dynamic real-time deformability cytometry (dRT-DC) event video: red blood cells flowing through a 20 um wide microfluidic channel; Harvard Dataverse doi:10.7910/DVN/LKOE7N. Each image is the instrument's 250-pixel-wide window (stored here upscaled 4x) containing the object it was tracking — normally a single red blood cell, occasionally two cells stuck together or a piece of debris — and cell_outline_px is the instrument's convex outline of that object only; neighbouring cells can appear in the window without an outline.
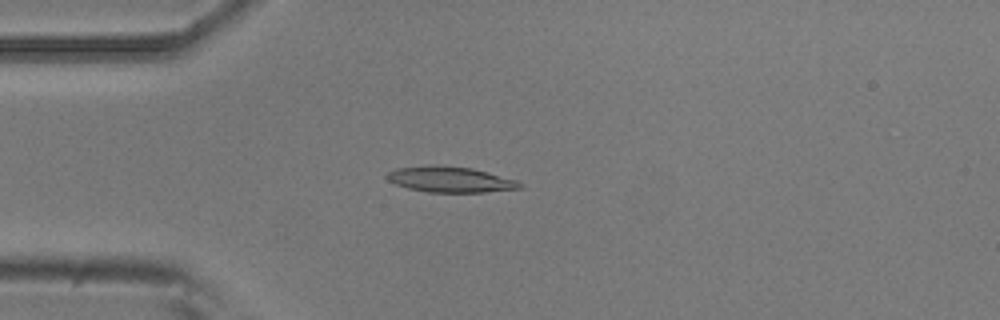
{"species": "common noctule bat (a hibernating species)", "species_latin": "Nyctalus noctula", "temperature_condition": "room temperature", "stored_images_in_passage": 52, "camera_frame_rate_fps": 3000, "um_per_image_px": 0.085, "animal": {"sex": "male", "body_mass_g": 20.5, "forearm_length_mm": 52.5}, "frame": {"image": 1, "passage_image": 14, "time_ms": 4.333, "image_size_px": [1000, 320], "cell_outline_px": [[524, 184], [520, 188], [484, 192], [428, 192], [408, 188], [396, 184], [388, 180], [384, 176], [388, 172], [396, 168], [472, 168], [516, 180]], "centroid_in_image_um": [38.31, 15.31], "position_along_channel_um": 46.7, "area_um2": 18.79}}
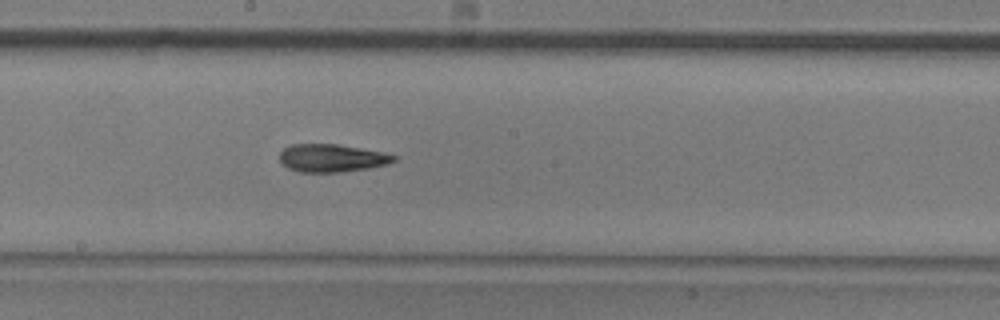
{"frame": {"image": 2, "passage_image": 29, "time_ms": 9.333, "image_size_px": [1000, 320], "cell_outline_px": [[396, 160], [388, 164], [368, 168], [340, 172], [300, 172], [288, 168], [280, 160], [280, 152], [284, 148], [292, 144], [336, 144], [384, 152], [396, 156]], "centroid_in_image_um": [28.21, 13.43], "position_along_channel_um": 220.0, "area_um2": 18.44}}
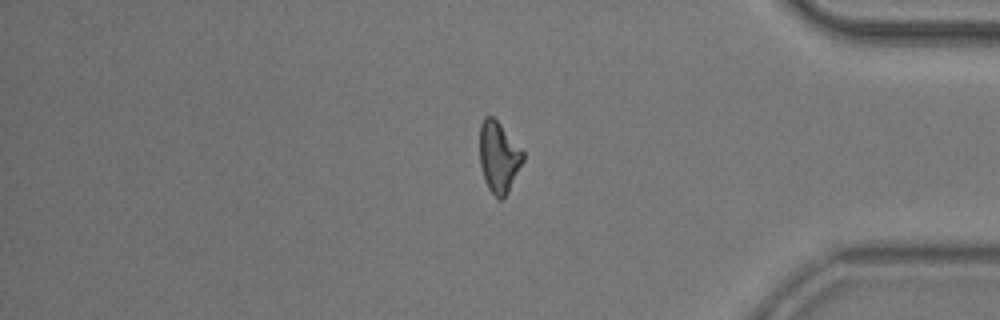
{"frame": {"image": 3, "passage_image": 45, "time_ms": 14.667, "image_size_px": [1000, 320], "cell_outline_px": [[524, 160], [504, 200], [496, 200], [488, 188], [484, 180], [480, 164], [480, 124], [484, 116], [492, 116], [500, 124], [524, 152]], "centroid_in_image_um": [42.38, 13.39], "position_along_channel_um": 392.8, "area_um2": 18.03}}